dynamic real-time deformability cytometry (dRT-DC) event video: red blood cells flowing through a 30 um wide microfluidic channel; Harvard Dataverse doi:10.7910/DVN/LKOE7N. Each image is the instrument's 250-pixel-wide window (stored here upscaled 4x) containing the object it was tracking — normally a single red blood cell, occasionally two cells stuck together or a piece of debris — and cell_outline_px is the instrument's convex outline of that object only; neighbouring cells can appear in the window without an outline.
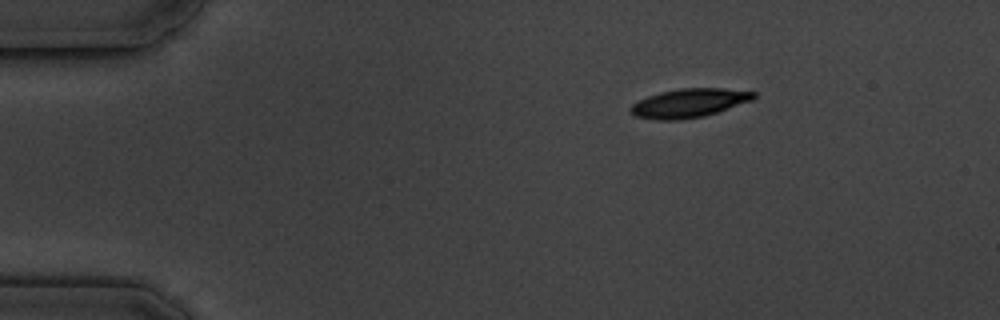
{"species": "common noctule bat (a hibernating species)", "species_latin": "Nyctalus noctula", "temperature_condition": "cold", "stored_images_in_passage": 3, "camera_frame_rate_fps": 3000, "um_per_image_px": 0.085, "animal": {"sex": "male", "body_mass_g": 19.5, "forearm_length_mm": 54.6}, "frame": {"image": 1, "passage_image": 1, "time_ms": 0.0, "image_size_px": [1000, 320], "cell_outline_px": [[756, 96], [752, 100], [704, 116], [680, 120], [656, 120], [636, 116], [628, 108], [632, 104], [648, 96], [660, 92], [680, 88], [724, 88], [756, 92]], "centroid_in_image_um": [58.56, 8.75], "position_along_channel_um": 26.4, "area_um2": 20.52}}